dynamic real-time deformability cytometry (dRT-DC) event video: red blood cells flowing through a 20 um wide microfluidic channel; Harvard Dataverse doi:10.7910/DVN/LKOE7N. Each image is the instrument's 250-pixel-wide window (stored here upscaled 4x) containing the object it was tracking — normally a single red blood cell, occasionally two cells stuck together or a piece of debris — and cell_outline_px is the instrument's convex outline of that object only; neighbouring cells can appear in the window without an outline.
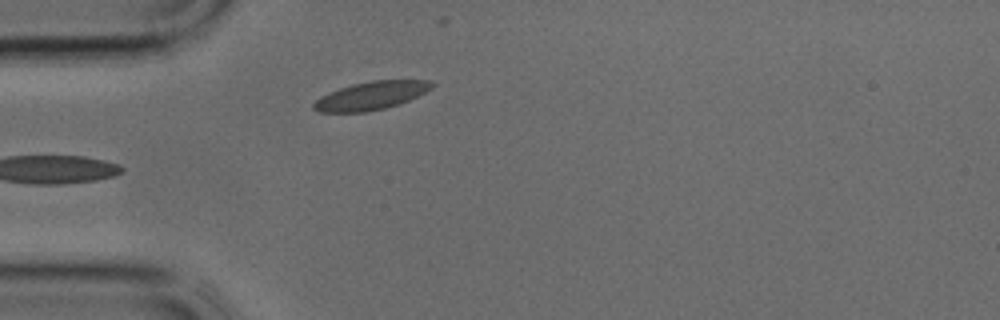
{"species": "common noctule bat (a hibernating species)", "species_latin": "Nyctalus noctula", "temperature_condition": "cold", "stored_images_in_passage": 14, "camera_frame_rate_fps": 3000, "um_per_image_px": 0.085, "animal": {"sex": "male", "body_mass_g": 17.9, "forearm_length_mm": 54.2}, "frame": {"image": 1, "passage_image": 1, "time_ms": 0.0, "image_size_px": [1000, 320], "cell_outline_px": [[436, 84], [432, 88], [400, 104], [368, 112], [320, 112], [312, 108], [312, 104], [320, 96], [328, 92], [352, 84], [372, 80], [428, 80]], "centroid_in_image_um": [31.52, 8.13], "position_along_channel_um": 53.5, "area_um2": 19.42}}